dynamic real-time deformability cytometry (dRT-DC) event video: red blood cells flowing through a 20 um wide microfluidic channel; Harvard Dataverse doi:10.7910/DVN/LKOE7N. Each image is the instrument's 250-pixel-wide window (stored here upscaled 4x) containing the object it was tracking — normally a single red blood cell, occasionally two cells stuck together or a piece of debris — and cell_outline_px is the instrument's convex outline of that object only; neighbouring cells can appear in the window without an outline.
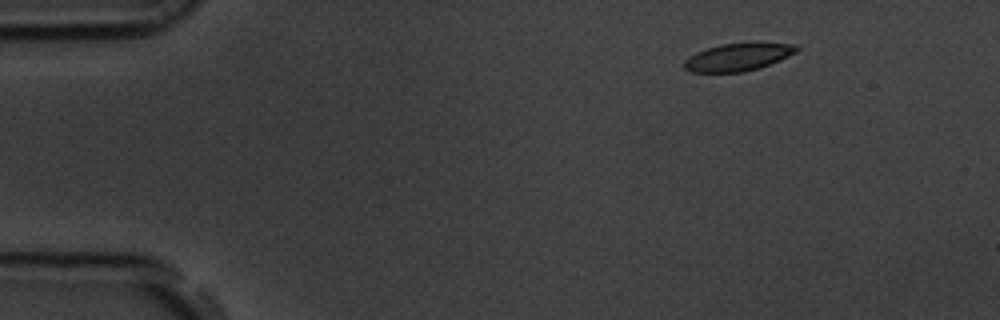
{"species": "common noctule bat (a hibernating species)", "species_latin": "Nyctalus noctula", "temperature_condition": "room temperature", "stored_images_in_passage": 8, "camera_frame_rate_fps": 3000, "um_per_image_px": 0.085, "animal": {"sex": "male", "body_mass_g": 19.5, "forearm_length_mm": 54.6}, "frame": {"image": 1, "passage_image": 1, "time_ms": 0.0, "image_size_px": [1000, 320], "cell_outline_px": [[800, 48], [796, 52], [780, 60], [760, 68], [744, 72], [692, 72], [684, 68], [684, 60], [696, 52], [720, 44], [796, 44]], "centroid_in_image_um": [62.71, 4.87], "position_along_channel_um": 22.3, "area_um2": 17.69}}